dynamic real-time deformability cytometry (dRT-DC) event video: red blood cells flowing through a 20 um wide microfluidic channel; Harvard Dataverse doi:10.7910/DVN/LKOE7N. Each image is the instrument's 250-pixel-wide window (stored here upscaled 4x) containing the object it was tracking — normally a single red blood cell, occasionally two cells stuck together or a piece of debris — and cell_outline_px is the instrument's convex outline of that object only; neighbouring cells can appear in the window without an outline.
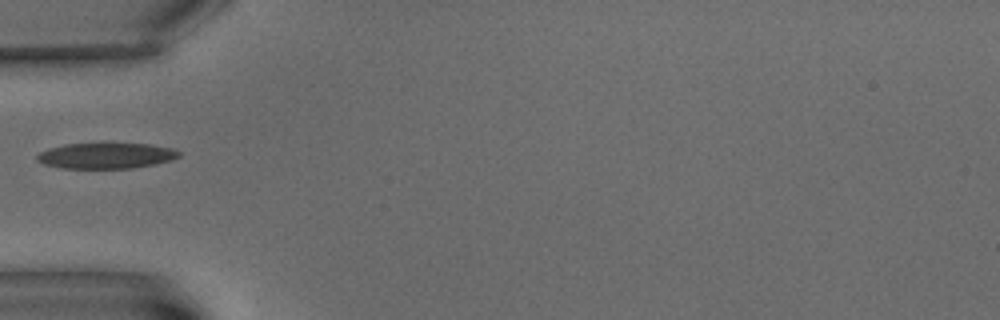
{"species": "common noctule bat (a hibernating species)", "species_latin": "Nyctalus noctula", "temperature_condition": "warm", "stored_images_in_passage": 3, "camera_frame_rate_fps": 3000, "um_per_image_px": 0.085, "animal": {"sex": "male", "body_mass_g": 15.6}, "frame": {"image": 1, "passage_image": 1, "time_ms": 0.0, "image_size_px": [1000, 320], "cell_outline_px": [[180, 156], [172, 160], [156, 164], [132, 168], [60, 168], [44, 164], [36, 160], [36, 156], [40, 152], [48, 148], [64, 144], [100, 140], [104, 140], [148, 144], [172, 148], [180, 152]], "centroid_in_image_um": [9.0, 13.18], "position_along_channel_um": 76.0, "area_um2": 22.48}}
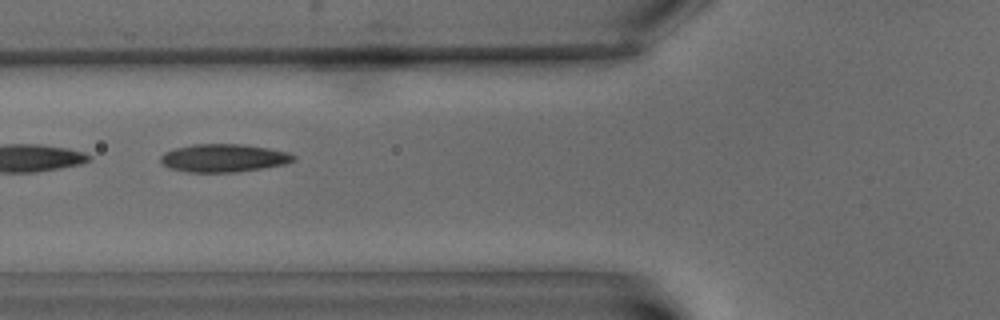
{"frame": {"image": 2, "passage_image": 2, "time_ms": 1.0, "image_size_px": [1000, 320], "cell_outline_px": [[296, 160], [284, 164], [236, 172], [188, 172], [168, 168], [160, 160], [160, 156], [164, 152], [176, 148], [192, 144], [244, 144], [268, 148], [288, 152], [296, 156]], "centroid_in_image_um": [19.0, 13.42], "position_along_channel_um": 106.8, "area_um2": 21.68}}